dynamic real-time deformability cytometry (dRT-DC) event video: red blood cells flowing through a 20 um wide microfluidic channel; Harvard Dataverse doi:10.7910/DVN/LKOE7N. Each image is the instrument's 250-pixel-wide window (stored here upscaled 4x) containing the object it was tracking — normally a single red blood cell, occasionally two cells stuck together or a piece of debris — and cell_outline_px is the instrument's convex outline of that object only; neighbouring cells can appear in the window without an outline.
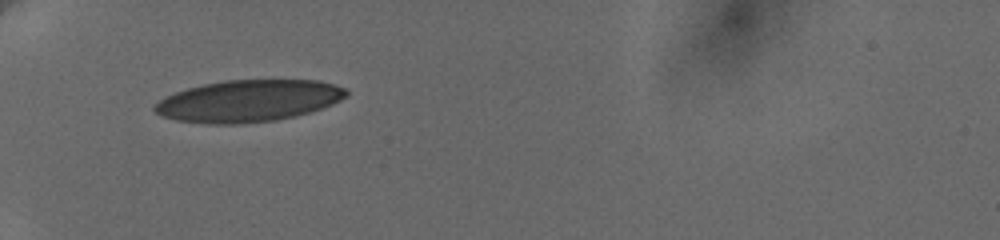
{"species": "human", "species_latin": "Homo sapiens", "temperature_condition": "cold", "stored_images_in_passage": 22, "camera_frame_rate_fps": 3000, "um_per_image_px": 0.085, "donor": {"sex": "female"}, "frame": {"image": 1, "passage_image": 1, "time_ms": 0.0, "image_size_px": [1000, 240], "cell_outline_px": [[348, 96], [332, 104], [296, 116], [276, 120], [236, 124], [208, 124], [176, 120], [160, 116], [152, 108], [164, 96], [188, 88], [204, 84], [228, 80], [320, 80], [344, 88], [348, 92]], "centroid_in_image_um": [21.1, 8.58], "position_along_channel_um": 63.9, "area_um2": 46.59}}
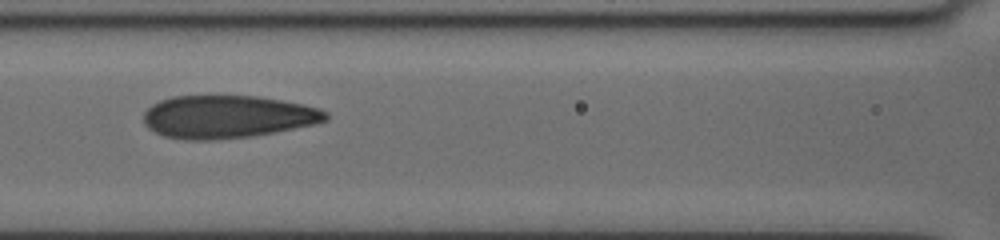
{"frame": {"image": 2, "passage_image": 15, "time_ms": 2.667, "image_size_px": [1000, 240], "cell_outline_px": [[328, 120], [312, 124], [272, 132], [248, 136], [212, 140], [184, 140], [164, 136], [148, 128], [144, 124], [144, 112], [152, 104], [160, 100], [172, 96], [256, 96], [280, 100], [320, 108], [328, 112]], "centroid_in_image_um": [19.29, 9.92], "position_along_channel_um": 147.3, "area_um2": 45.08}}
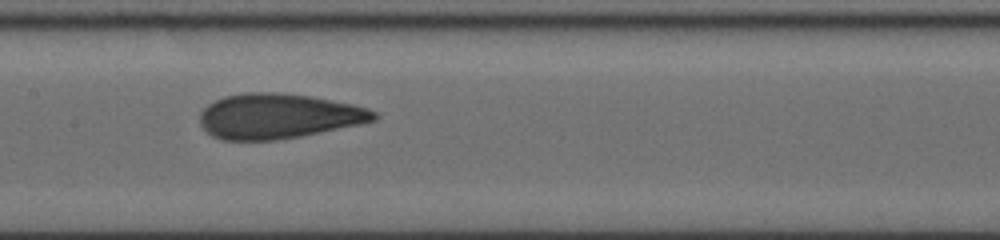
{"frame": {"image": 3, "passage_image": 21, "time_ms": 3.667, "image_size_px": [1000, 240], "cell_outline_px": [[380, 116], [376, 120], [360, 124], [300, 136], [276, 140], [224, 140], [212, 136], [200, 124], [200, 112], [208, 104], [224, 96], [244, 92], [276, 92], [308, 96], [352, 104], [368, 108], [376, 112]], "centroid_in_image_um": [23.65, 9.87], "position_along_channel_um": 183.7, "area_um2": 45.55}}